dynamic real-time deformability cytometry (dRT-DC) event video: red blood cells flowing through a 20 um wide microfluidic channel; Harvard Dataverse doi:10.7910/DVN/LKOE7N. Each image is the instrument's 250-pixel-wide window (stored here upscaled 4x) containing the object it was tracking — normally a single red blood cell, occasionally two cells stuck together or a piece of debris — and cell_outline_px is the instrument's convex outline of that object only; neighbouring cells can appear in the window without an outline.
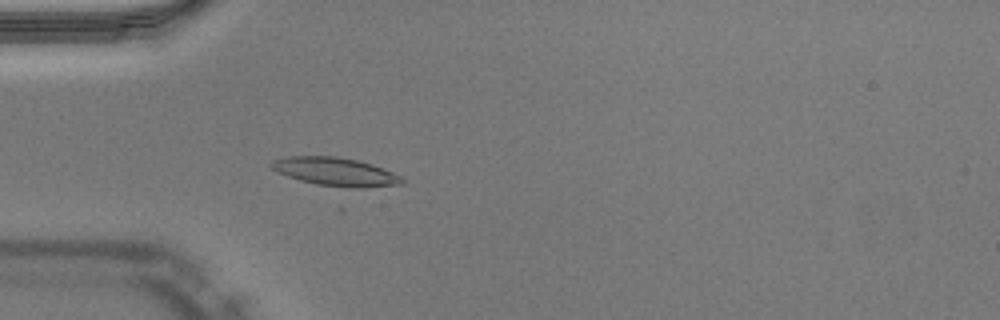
{"species": "Egyptian fruit bat (a non-hibernating species)", "species_latin": "Rousettus aegyptiacus", "temperature_condition": "warm", "stored_images_in_passage": 51, "camera_frame_rate_fps": 3000, "um_per_image_px": 0.085, "animal": {"sex": "male"}, "frame": {"image": 1, "passage_image": 16, "time_ms": 5.0, "image_size_px": [1000, 320], "cell_outline_px": [[404, 184], [364, 188], [348, 188], [316, 184], [300, 180], [276, 172], [268, 164], [272, 160], [288, 156], [336, 156], [360, 160], [384, 168], [400, 176], [404, 180]], "centroid_in_image_um": [28.52, 14.59], "position_along_channel_um": 56.5, "area_um2": 21.85}}
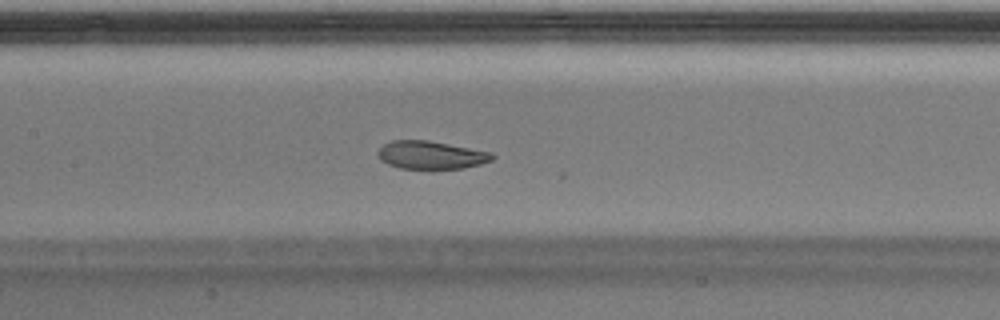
{"frame": {"image": 2, "passage_image": 25, "time_ms": 8.0, "image_size_px": [1000, 320], "cell_outline_px": [[496, 156], [492, 160], [480, 164], [464, 168], [432, 172], [400, 168], [388, 164], [380, 160], [376, 152], [384, 144], [392, 140], [428, 140], [492, 152]], "centroid_in_image_um": [36.64, 13.22], "position_along_channel_um": 170.8, "area_um2": 19.54}}
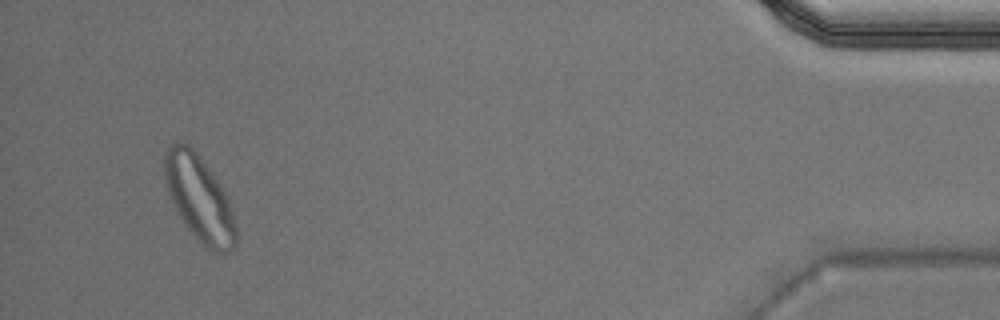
{"frame": {"image": 3, "passage_image": 49, "time_ms": 16.0, "image_size_px": [1000, 320], "cell_outline_px": [[236, 244], [228, 252], [212, 252], [204, 248], [188, 228], [180, 216], [168, 192], [164, 176], [164, 152], [176, 140], [180, 140], [188, 144], [196, 152], [212, 172], [224, 192], [228, 200], [232, 212], [236, 228]], "centroid_in_image_um": [16.93, 16.85], "position_along_channel_um": 418.3, "area_um2": 35.32}, "authors_computed_cell_mechanics": {"area_um2": 20.8658, "velocity_mm_per_s": 3.97, "shape_relaxation_time_tau1_ms": 4.3776, "shape_relaxation_time_tau2_ms": 1.497, "deformation_change_tau1": 0.1684, "deformation_change_tau2": 0.0719}}